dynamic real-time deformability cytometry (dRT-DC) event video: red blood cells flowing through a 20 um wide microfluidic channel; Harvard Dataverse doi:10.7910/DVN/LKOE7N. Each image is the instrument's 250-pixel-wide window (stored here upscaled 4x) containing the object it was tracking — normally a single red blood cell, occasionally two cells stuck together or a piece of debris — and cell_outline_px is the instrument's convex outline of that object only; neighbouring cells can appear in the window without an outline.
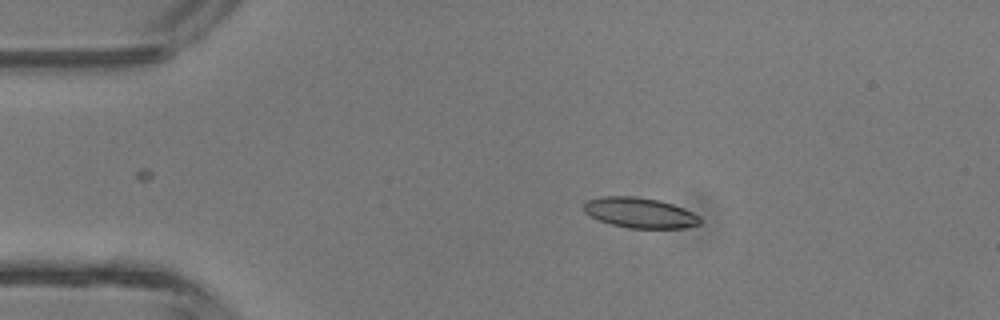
{"species": "common noctule bat (a hibernating species)", "species_latin": "Nyctalus noctula", "temperature_condition": "room temperature", "stored_images_in_passage": 4, "camera_frame_rate_fps": 3000, "um_per_image_px": 0.085, "animal": {"sex": "male", "body_mass_g": 13.3}, "frame": {"image": 1, "passage_image": 3, "time_ms": 2.333, "image_size_px": [1000, 320], "cell_outline_px": [[700, 224], [684, 228], [628, 228], [612, 224], [588, 216], [584, 212], [584, 204], [588, 200], [604, 196], [636, 196], [660, 200], [684, 208], [700, 216]], "centroid_in_image_um": [54.39, 18.08], "position_along_channel_um": 30.6, "area_um2": 20.58}}